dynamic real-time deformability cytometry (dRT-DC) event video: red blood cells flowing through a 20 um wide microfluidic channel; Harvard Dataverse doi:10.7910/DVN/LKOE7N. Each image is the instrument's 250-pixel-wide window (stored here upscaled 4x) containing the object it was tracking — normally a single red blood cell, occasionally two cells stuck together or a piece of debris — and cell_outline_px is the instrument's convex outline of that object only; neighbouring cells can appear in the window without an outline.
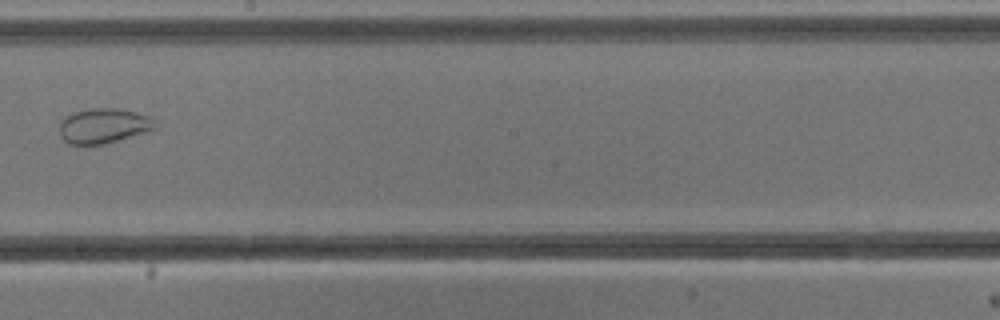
{"species": "common noctule bat (a hibernating species)", "species_latin": "Nyctalus noctula", "temperature_condition": "cold", "stored_images_in_passage": 9, "camera_frame_rate_fps": 3000, "um_per_image_px": 0.085, "animal": {"sex": "male", "body_mass_g": 13.3}, "frame": {"image": 1, "passage_image": 8, "time_ms": 9.333, "image_size_px": [1000, 320], "cell_outline_px": [[160, 124], [156, 128], [144, 132], [104, 144], [68, 144], [64, 140], [60, 132], [60, 124], [64, 116], [72, 112], [92, 108], [116, 108], [152, 116]], "centroid_in_image_um": [8.83, 10.67], "position_along_channel_um": 239.4, "area_um2": 19.54}}